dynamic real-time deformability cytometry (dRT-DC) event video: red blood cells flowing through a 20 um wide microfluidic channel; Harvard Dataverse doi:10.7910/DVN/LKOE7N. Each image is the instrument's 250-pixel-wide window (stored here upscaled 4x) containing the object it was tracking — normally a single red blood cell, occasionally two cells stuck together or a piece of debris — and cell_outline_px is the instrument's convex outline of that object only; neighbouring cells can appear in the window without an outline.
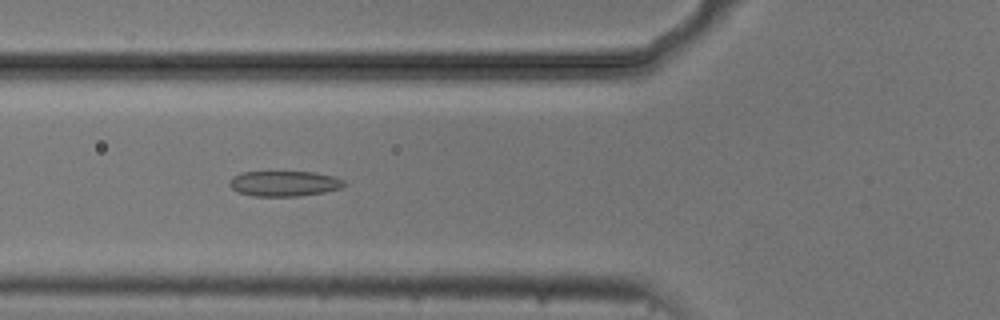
{"species": "common noctule bat (a hibernating species)", "species_latin": "Nyctalus noctula", "temperature_condition": "cold", "stored_images_in_passage": 48, "camera_frame_rate_fps": 3000, "um_per_image_px": 0.085, "animal": {"sex": "male", "body_mass_g": 20.5, "forearm_length_mm": 52.5}, "frame": {"image": 1, "passage_image": 14, "time_ms": 4.333, "image_size_px": [1000, 320], "cell_outline_px": [[348, 184], [340, 188], [324, 192], [300, 196], [252, 196], [240, 192], [232, 188], [228, 184], [228, 180], [232, 176], [240, 172], [316, 172], [336, 176], [344, 180]], "centroid_in_image_um": [24.18, 15.59], "position_along_channel_um": 101.6, "area_um2": 17.17}}
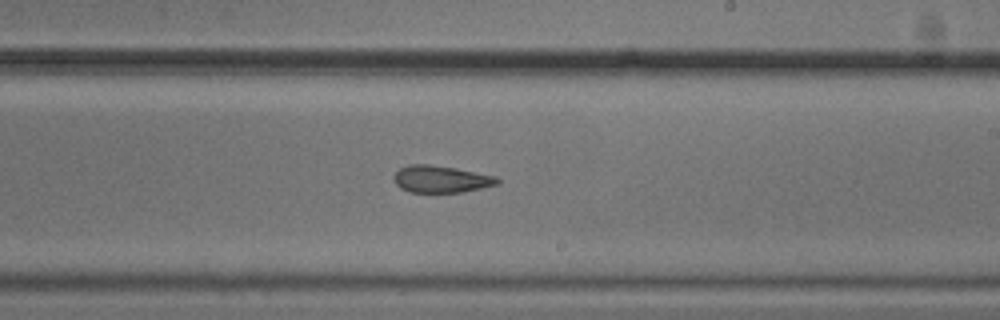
{"frame": {"image": 2, "passage_image": 26, "time_ms": 8.333, "image_size_px": [1000, 320], "cell_outline_px": [[500, 184], [464, 192], [408, 192], [400, 188], [396, 184], [396, 172], [400, 168], [408, 164], [428, 164], [456, 168], [496, 176], [500, 180]], "centroid_in_image_um": [37.53, 15.23], "position_along_channel_um": 251.5, "area_um2": 16.3}}
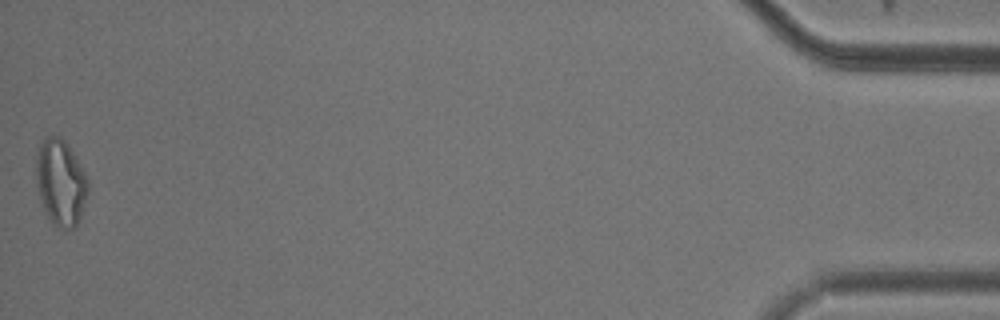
{"frame": {"image": 3, "passage_image": 48, "time_ms": 15.667, "image_size_px": [1000, 320], "cell_outline_px": [[88, 192], [76, 228], [64, 232], [48, 216], [40, 200], [36, 184], [36, 156], [40, 144], [48, 136], [56, 132], [64, 140], [72, 152], [84, 172], [88, 180]], "centroid_in_image_um": [5.15, 15.51], "position_along_channel_um": 430.1, "area_um2": 26.01}, "authors_computed_cell_mechanics": {"area_um2": 18.0914, "velocity_mm_per_s": 3.7354, "shape_relaxation_time_tau1_ms": 9.2507, "shape_relaxation_time_tau2_ms": 3.2201, "deformation_change_tau1": 0.1529, "deformation_change_tau2": 0.1176}}